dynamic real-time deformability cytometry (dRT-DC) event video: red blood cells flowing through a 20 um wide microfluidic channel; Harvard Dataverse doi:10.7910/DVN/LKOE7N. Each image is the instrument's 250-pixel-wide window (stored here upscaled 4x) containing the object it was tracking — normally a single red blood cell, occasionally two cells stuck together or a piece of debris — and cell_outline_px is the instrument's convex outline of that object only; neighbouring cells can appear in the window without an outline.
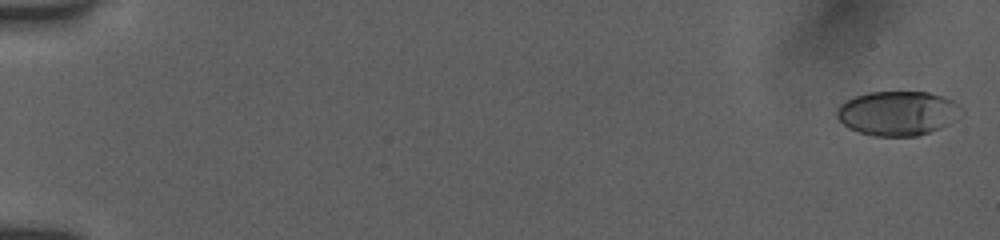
{"species": "human", "species_latin": "Homo sapiens", "temperature_condition": "room temperature", "stored_images_in_passage": 55, "camera_frame_rate_fps": 3000, "um_per_image_px": 0.085, "donor": {"sex": "female"}, "frame": {"image": 1, "passage_image": 2, "time_ms": 0.333, "image_size_px": [1000, 240], "cell_outline_px": [[964, 116], [940, 128], [916, 136], [872, 136], [848, 128], [836, 116], [836, 108], [840, 104], [856, 96], [868, 92], [928, 92], [952, 100], [960, 104], [964, 108]], "centroid_in_image_um": [76.35, 9.63], "position_along_channel_um": 8.7, "area_um2": 32.48}}
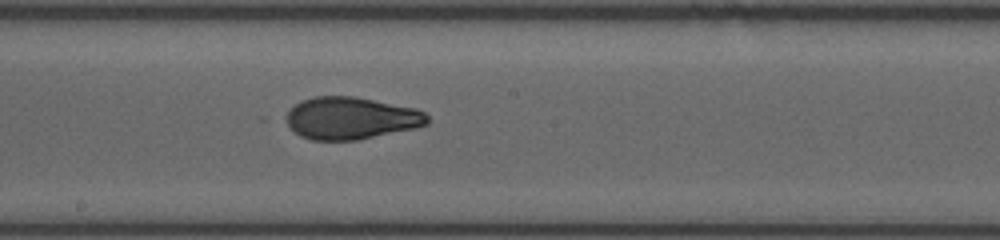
{"frame": {"image": 2, "passage_image": 32, "time_ms": 10.333, "image_size_px": [1000, 240], "cell_outline_px": [[428, 124], [416, 128], [356, 140], [312, 140], [300, 136], [288, 124], [288, 112], [300, 100], [316, 96], [352, 96], [416, 108], [424, 112], [428, 116]], "centroid_in_image_um": [29.86, 10.04], "position_along_channel_um": 218.3, "area_um2": 34.45}}
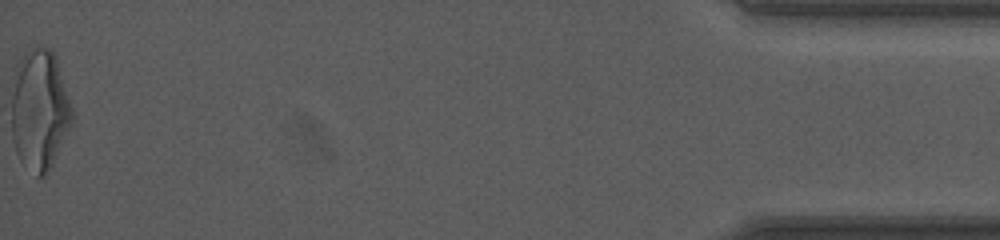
{"frame": {"image": 3, "passage_image": 55, "time_ms": 18.0, "image_size_px": [1000, 240], "cell_outline_px": [[72, 124], [48, 172], [44, 176], [36, 176], [20, 160], [16, 152], [12, 136], [12, 76], [24, 52], [32, 48], [48, 48], [56, 56], [72, 108]], "centroid_in_image_um": [3.35, 9.34], "position_along_channel_um": 431.8, "area_um2": 42.48}, "authors_computed_cell_mechanics": {"area_um2": 34.4488, "velocity_mm_per_s": 3.9242, "shape_relaxation_time_tau1_ms": 7.078, "shape_relaxation_time_tau2_ms": 1.5492, "deformation_change_tau1": 0.2249, "deformation_change_tau2": 0.0733}}